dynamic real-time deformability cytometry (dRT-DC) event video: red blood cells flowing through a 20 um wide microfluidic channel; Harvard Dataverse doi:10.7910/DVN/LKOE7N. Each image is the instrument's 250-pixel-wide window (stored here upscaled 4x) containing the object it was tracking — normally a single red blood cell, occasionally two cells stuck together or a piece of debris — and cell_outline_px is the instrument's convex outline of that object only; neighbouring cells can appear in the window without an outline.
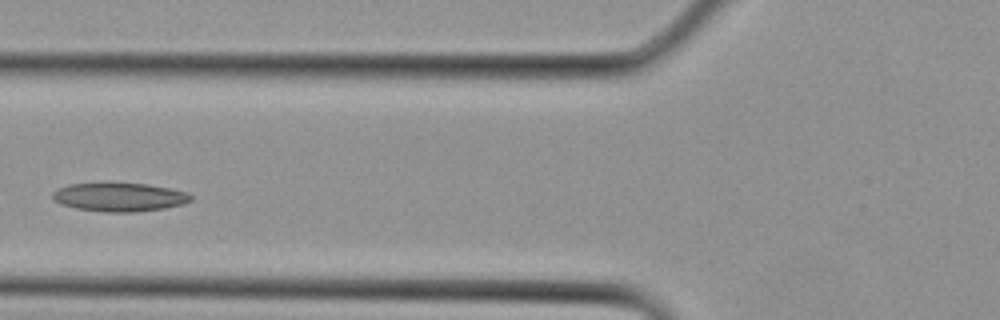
{"species": "Egyptian fruit bat (a non-hibernating species)", "species_latin": "Rousettus aegyptiacus", "temperature_condition": "cold", "stored_images_in_passage": 9, "camera_frame_rate_fps": 3000, "um_per_image_px": 0.085, "animal": {"sex": "female"}, "frame": {"image": 1, "passage_image": 6, "time_ms": 1.667, "image_size_px": [1000, 320], "cell_outline_px": [[192, 200], [184, 204], [164, 208], [136, 212], [104, 212], [76, 208], [60, 204], [52, 200], [52, 192], [56, 188], [68, 184], [108, 180], [148, 184], [188, 192], [192, 196]], "centroid_in_image_um": [10.09, 16.71], "position_along_channel_um": 115.7, "area_um2": 24.16}}
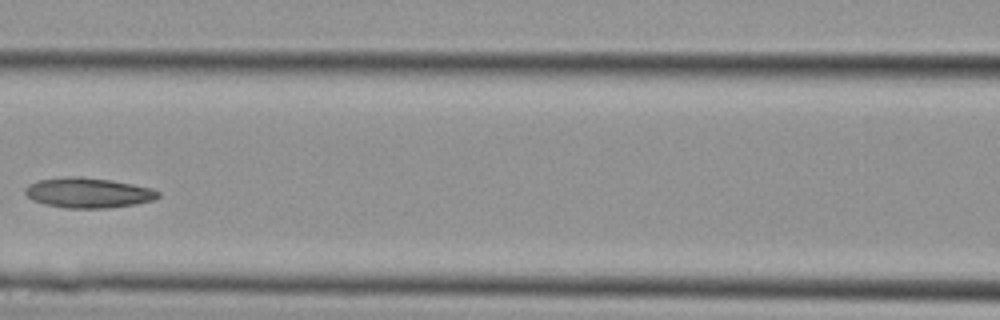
{"frame": {"image": 2, "passage_image": 8, "time_ms": 2.333, "image_size_px": [1000, 320], "cell_outline_px": [[160, 196], [152, 200], [136, 204], [108, 208], [68, 208], [44, 204], [32, 200], [24, 192], [24, 188], [28, 184], [40, 180], [68, 176], [76, 176], [112, 180], [152, 188], [160, 192]], "centroid_in_image_um": [7.49, 16.39], "position_along_channel_um": 159.1, "area_um2": 23.35}}